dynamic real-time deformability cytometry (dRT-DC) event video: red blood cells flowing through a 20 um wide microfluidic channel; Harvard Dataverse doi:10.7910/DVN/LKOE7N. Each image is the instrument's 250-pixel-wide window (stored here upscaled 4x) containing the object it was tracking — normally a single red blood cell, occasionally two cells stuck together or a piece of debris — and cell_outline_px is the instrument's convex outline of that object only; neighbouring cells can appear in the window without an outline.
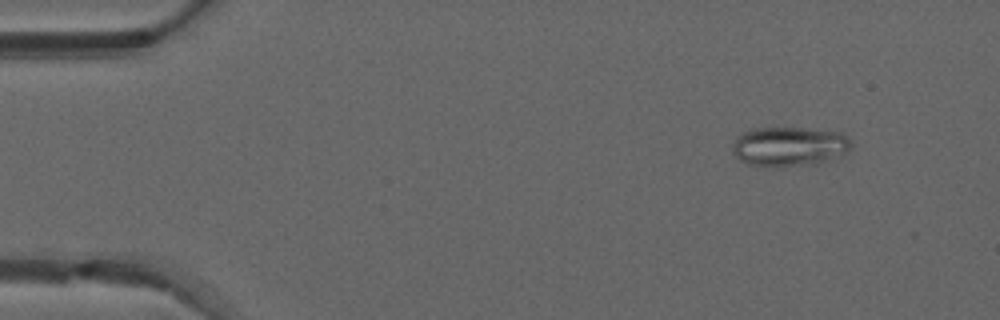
{"species": "common noctule bat (a hibernating species)", "species_latin": "Nyctalus noctula", "temperature_condition": "warm", "stored_images_in_passage": 50, "camera_frame_rate_fps": 3000, "um_per_image_px": 0.085, "animal": {"sex": "male", "forearm_length_mm": 52.5}, "frame": {"image": 1, "passage_image": 5, "time_ms": 1.333, "image_size_px": [1000, 320], "cell_outline_px": [[852, 144], [848, 152], [816, 164], [748, 164], [740, 160], [732, 152], [732, 144], [736, 136], [752, 128], [804, 128], [844, 132], [852, 140]], "centroid_in_image_um": [67.12, 12.39], "position_along_channel_um": 17.9, "area_um2": 26.93}}
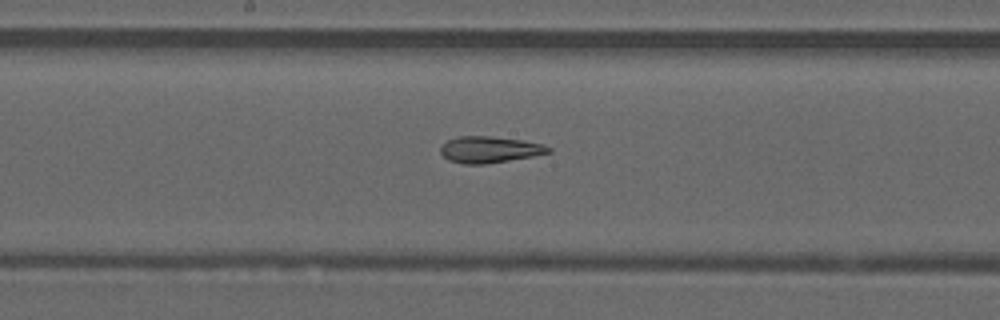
{"frame": {"image": 2, "passage_image": 26, "time_ms": 8.333, "image_size_px": [1000, 320], "cell_outline_px": [[552, 152], [532, 156], [484, 164], [464, 164], [448, 160], [440, 152], [440, 148], [448, 140], [460, 136], [488, 136], [524, 140], [544, 144], [552, 148]], "centroid_in_image_um": [41.64, 12.71], "position_along_channel_um": 206.6, "area_um2": 16.53}}
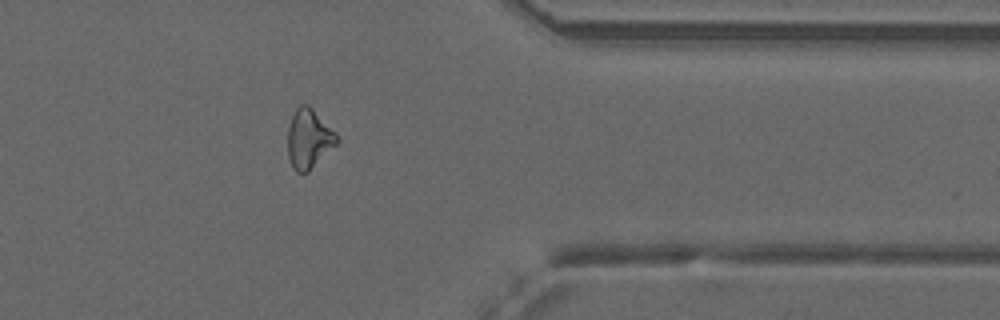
{"frame": {"image": 3, "passage_image": 40, "time_ms": 13.0, "image_size_px": [1000, 320], "cell_outline_px": [[340, 140], [308, 172], [296, 172], [292, 168], [288, 156], [288, 128], [292, 116], [296, 108], [300, 104], [308, 104], [336, 132]], "centroid_in_image_um": [26.25, 11.79], "position_along_channel_um": 385.2, "area_um2": 16.94}}